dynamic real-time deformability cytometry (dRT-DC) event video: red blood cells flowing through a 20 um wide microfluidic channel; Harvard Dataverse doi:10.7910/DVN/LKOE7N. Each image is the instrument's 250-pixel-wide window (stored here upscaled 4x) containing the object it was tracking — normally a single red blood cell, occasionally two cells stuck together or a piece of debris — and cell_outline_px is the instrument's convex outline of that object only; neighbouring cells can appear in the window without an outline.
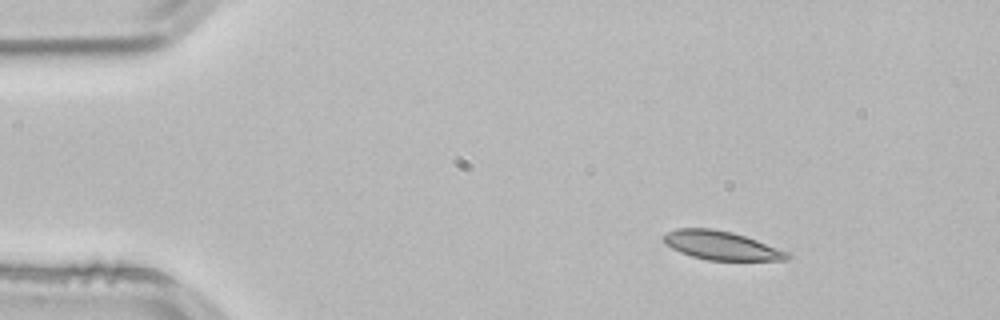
{"species": "common noctule bat (a hibernating species)", "species_latin": "Nyctalus noctula", "temperature_condition": "room temperature", "stored_images_in_passage": 48, "segment_of_instrument_passage": [1, 2], "camera_frame_rate_fps": 3000, "um_per_image_px": 0.085, "animal": {"sex": "male", "body_mass_g": 21.5, "forearm_length_mm": 52.0}, "frame": {"image": 1, "passage_image": 1, "time_ms": 0.0, "image_size_px": [1000, 320], "cell_outline_px": [[792, 256], [788, 260], [708, 260], [692, 256], [680, 252], [664, 244], [664, 236], [668, 232], [676, 228], [712, 228], [732, 232], [792, 252]], "centroid_in_image_um": [61.36, 20.87], "position_along_channel_um": 23.6, "area_um2": 20.75}}
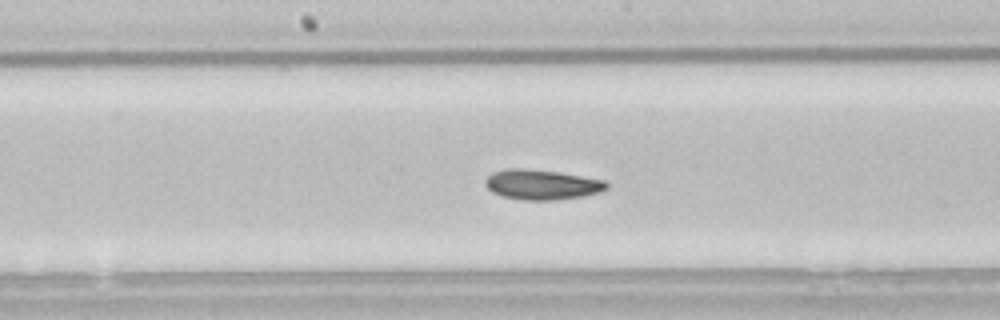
{"frame": {"image": 2, "passage_image": 21, "time_ms": 6.667, "image_size_px": [1000, 320], "cell_outline_px": [[608, 188], [600, 192], [584, 196], [556, 200], [524, 200], [504, 196], [492, 192], [484, 184], [484, 180], [492, 172], [508, 168], [524, 168], [556, 172], [604, 180], [608, 184]], "centroid_in_image_um": [46.04, 15.69], "position_along_channel_um": 202.2, "area_um2": 21.15}}
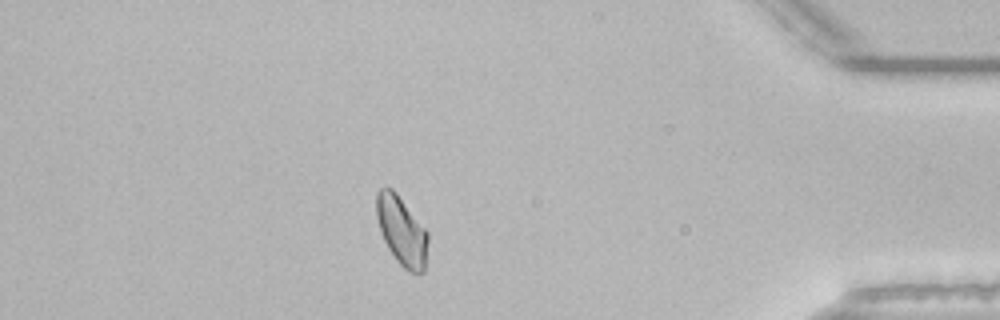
{"frame": {"image": 3, "passage_image": 40, "time_ms": 13.0, "image_size_px": [1000, 320], "cell_outline_px": [[428, 240], [424, 272], [408, 272], [396, 260], [388, 248], [380, 232], [376, 216], [376, 192], [380, 188], [392, 188], [396, 192], [428, 232]], "centroid_in_image_um": [34.13, 19.61], "position_along_channel_um": 401.1, "area_um2": 20.63}}